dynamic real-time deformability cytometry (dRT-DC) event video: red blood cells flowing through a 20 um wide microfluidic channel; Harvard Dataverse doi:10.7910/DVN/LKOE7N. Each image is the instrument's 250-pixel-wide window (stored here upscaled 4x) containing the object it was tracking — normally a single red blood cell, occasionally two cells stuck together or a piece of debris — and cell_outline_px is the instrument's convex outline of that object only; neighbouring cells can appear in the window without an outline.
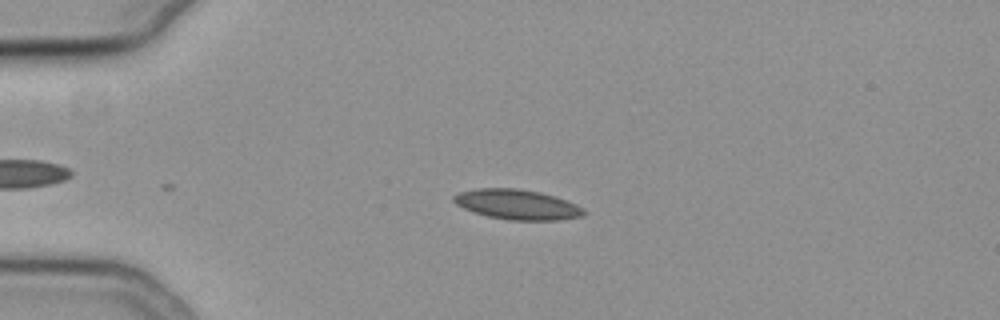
{"species": "common noctule bat (a hibernating species)", "species_latin": "Nyctalus noctula", "temperature_condition": "cold", "stored_images_in_passage": 35, "camera_frame_rate_fps": 3000, "um_per_image_px": 0.085, "animal": {"sex": "female", "body_mass_g": 19.3, "forearm_length_mm": 54.1}, "frame": {"image": 1, "passage_image": 1, "time_ms": 0.0, "image_size_px": [1000, 320], "cell_outline_px": [[584, 216], [560, 220], [508, 220], [488, 216], [472, 212], [456, 204], [452, 200], [452, 196], [460, 192], [476, 188], [520, 188], [540, 192], [556, 196], [576, 204], [584, 208]], "centroid_in_image_um": [43.96, 17.38], "position_along_channel_um": 41.0, "area_um2": 22.95}}
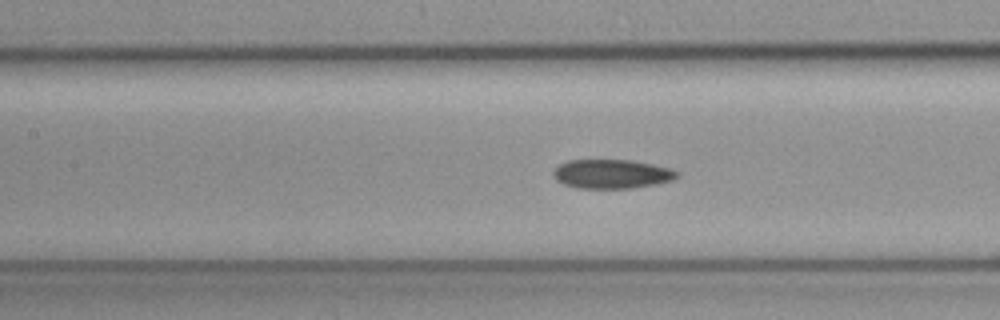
{"frame": {"image": 2, "passage_image": 13, "time_ms": 4.0, "image_size_px": [1000, 320], "cell_outline_px": [[680, 176], [672, 180], [656, 184], [632, 188], [576, 188], [564, 184], [556, 180], [552, 176], [552, 172], [560, 164], [568, 160], [632, 160], [672, 168], [680, 172]], "centroid_in_image_um": [52.02, 14.78], "position_along_channel_um": 155.4, "area_um2": 21.15}}
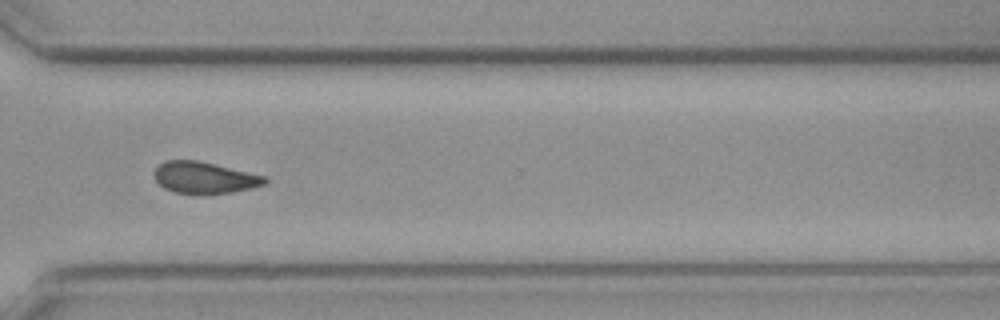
{"frame": {"image": 3, "passage_image": 29, "time_ms": 9.333, "image_size_px": [1000, 320], "cell_outline_px": [[268, 180], [264, 184], [252, 188], [232, 192], [208, 196], [204, 196], [172, 192], [164, 188], [156, 180], [152, 172], [164, 160], [196, 160], [268, 176]], "centroid_in_image_um": [17.38, 15.13], "position_along_channel_um": 353.2, "area_um2": 20.92}}